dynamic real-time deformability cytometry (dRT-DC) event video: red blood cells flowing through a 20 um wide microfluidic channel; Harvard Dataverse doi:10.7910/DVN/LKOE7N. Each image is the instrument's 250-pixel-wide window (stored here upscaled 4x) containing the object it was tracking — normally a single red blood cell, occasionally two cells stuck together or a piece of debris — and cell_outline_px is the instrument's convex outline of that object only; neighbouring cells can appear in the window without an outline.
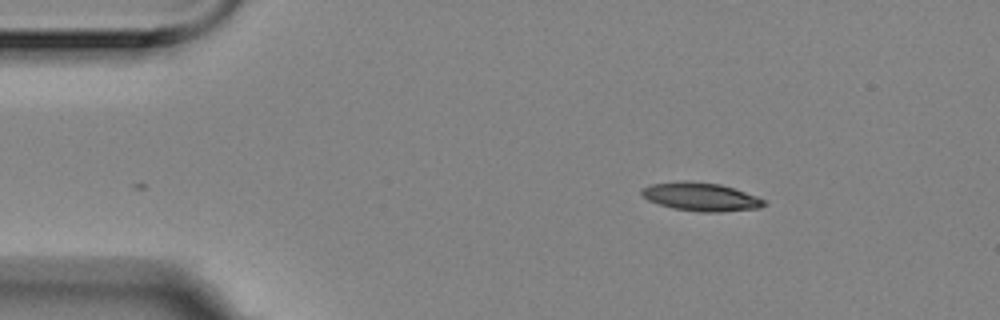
{"species": "Egyptian fruit bat (a non-hibernating species)", "species_latin": "Rousettus aegyptiacus", "temperature_condition": "room temperature", "stored_images_in_passage": 3, "camera_frame_rate_fps": 3000, "um_per_image_px": 0.085, "animal": {"sex": "female"}, "frame": {"image": 1, "passage_image": 3, "time_ms": 0.667, "image_size_px": [1000, 320], "cell_outline_px": [[768, 204], [760, 208], [720, 212], [700, 212], [672, 208], [648, 200], [640, 192], [640, 188], [652, 184], [684, 180], [688, 180], [720, 184], [756, 196], [764, 200]], "centroid_in_image_um": [59.57, 16.72], "position_along_channel_um": 25.4, "area_um2": 20.23}}